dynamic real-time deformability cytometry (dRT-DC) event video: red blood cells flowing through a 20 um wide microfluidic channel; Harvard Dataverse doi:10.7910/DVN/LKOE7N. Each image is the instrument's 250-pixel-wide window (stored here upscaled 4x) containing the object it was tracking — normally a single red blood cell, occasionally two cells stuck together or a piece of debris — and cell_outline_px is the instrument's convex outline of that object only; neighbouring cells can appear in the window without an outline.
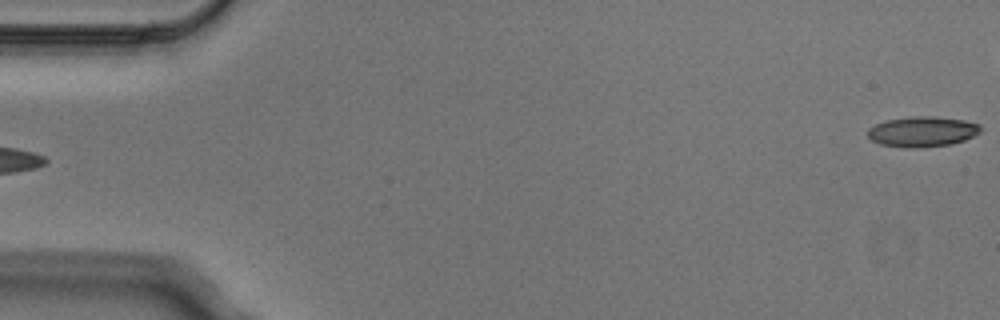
{"species": "Egyptian fruit bat (a non-hibernating species)", "species_latin": "Rousettus aegyptiacus", "temperature_condition": "cold", "stored_images_in_passage": 5, "segment_of_instrument_passage": [2, 2], "camera_frame_rate_fps": 3000, "um_per_image_px": 0.085, "animal": {"sex": "male"}, "frame": {"image": 1, "passage_image": 5, "time_ms": 1.333, "image_size_px": [1000, 320], "cell_outline_px": [[984, 128], [980, 132], [964, 140], [952, 144], [916, 148], [904, 148], [880, 144], [872, 140], [868, 136], [868, 128], [876, 124], [888, 120], [912, 116], [932, 116], [964, 120], [980, 124]], "centroid_in_image_um": [78.42, 11.19], "position_along_channel_um": 6.6, "area_um2": 20.0}}